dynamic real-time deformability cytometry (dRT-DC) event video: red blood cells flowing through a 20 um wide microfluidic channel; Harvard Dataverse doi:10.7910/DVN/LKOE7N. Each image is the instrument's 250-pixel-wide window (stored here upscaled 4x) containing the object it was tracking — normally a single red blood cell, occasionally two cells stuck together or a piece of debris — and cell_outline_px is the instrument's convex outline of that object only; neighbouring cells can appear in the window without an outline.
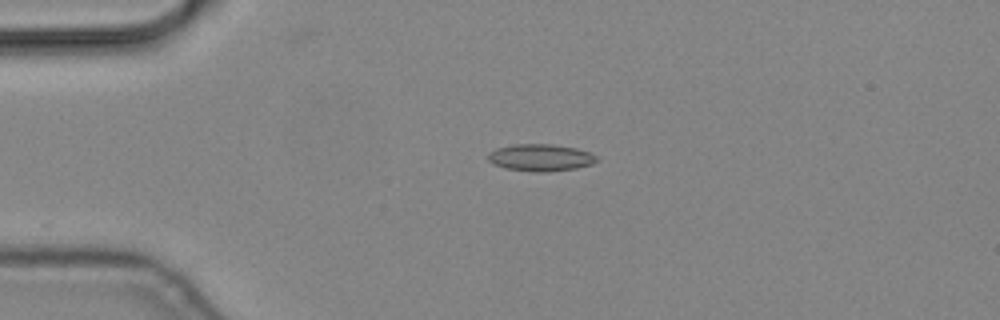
{"species": "common noctule bat (a hibernating species)", "species_latin": "Nyctalus noctula", "temperature_condition": "cold", "stored_images_in_passage": 5, "camera_frame_rate_fps": 3000, "um_per_image_px": 0.085, "animal": {"sex": "male", "body_mass_g": 19.2, "forearm_length_mm": 51.8}, "frame": {"image": 1, "passage_image": 4, "time_ms": 1.0, "image_size_px": [1000, 320], "cell_outline_px": [[600, 160], [592, 164], [576, 168], [544, 172], [536, 172], [504, 168], [492, 164], [488, 160], [488, 152], [496, 148], [516, 144], [552, 144], [576, 148], [592, 152], [600, 156]], "centroid_in_image_um": [45.99, 13.39], "position_along_channel_um": 39.0, "area_um2": 17.4}}